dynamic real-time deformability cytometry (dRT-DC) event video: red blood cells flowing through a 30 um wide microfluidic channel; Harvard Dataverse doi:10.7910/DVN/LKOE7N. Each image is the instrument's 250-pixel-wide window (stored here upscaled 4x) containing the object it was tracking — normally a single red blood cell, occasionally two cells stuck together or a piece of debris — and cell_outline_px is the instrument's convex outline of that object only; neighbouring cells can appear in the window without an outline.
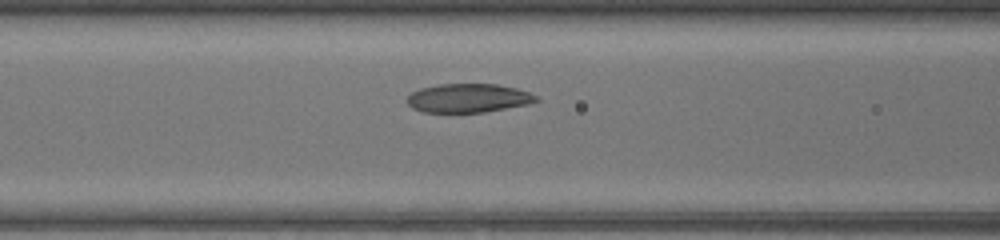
{"species": "common noctule bat (a hibernating species)", "species_latin": "Nyctalus noctula", "temperature_condition": "warm", "stored_images_in_passage": 35, "camera_frame_rate_fps": 3000, "um_per_image_px": 0.085, "animal": {"sex": "female", "body_mass_g": 17.0, "forearm_length_mm": 48.0}, "frame": {"image": 1, "passage_image": 9, "time_ms": 2.667, "image_size_px": [1000, 240], "cell_outline_px": [[540, 100], [528, 104], [484, 112], [424, 112], [412, 108], [404, 100], [412, 92], [420, 88], [440, 84], [496, 84], [516, 88], [528, 92], [536, 96]], "centroid_in_image_um": [39.77, 8.34], "position_along_channel_um": 126.8, "area_um2": 21.62}}
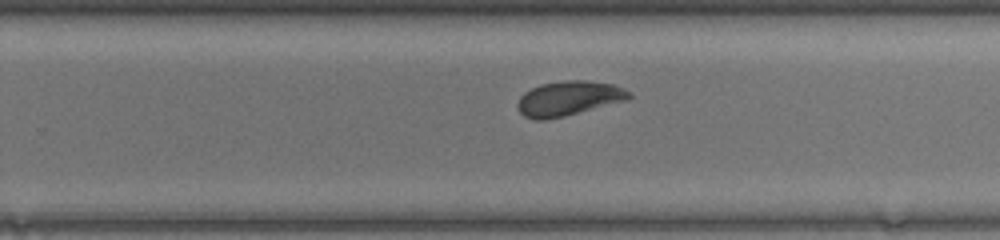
{"frame": {"image": 2, "passage_image": 20, "time_ms": 6.333, "image_size_px": [1000, 240], "cell_outline_px": [[632, 96], [628, 100], [564, 116], [544, 120], [536, 120], [524, 116], [520, 112], [516, 104], [520, 96], [524, 92], [540, 84], [564, 80], [584, 80], [612, 84], [624, 88], [632, 92]], "centroid_in_image_um": [48.34, 8.36], "position_along_channel_um": 281.5, "area_um2": 22.6}}
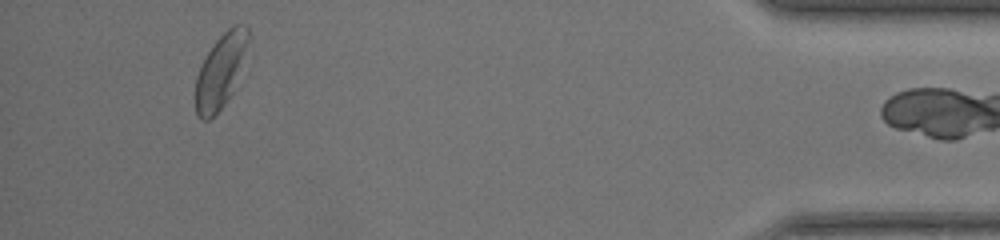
{"frame": {"image": 3, "passage_image": 34, "time_ms": 11.0, "image_size_px": [1000, 240], "cell_outline_px": [[252, 40], [232, 92], [224, 104], [208, 120], [200, 120], [196, 112], [196, 76], [208, 52], [216, 40], [232, 24], [248, 24], [252, 36]], "centroid_in_image_um": [18.82, 5.93], "position_along_channel_um": 416.4, "area_um2": 22.89}}